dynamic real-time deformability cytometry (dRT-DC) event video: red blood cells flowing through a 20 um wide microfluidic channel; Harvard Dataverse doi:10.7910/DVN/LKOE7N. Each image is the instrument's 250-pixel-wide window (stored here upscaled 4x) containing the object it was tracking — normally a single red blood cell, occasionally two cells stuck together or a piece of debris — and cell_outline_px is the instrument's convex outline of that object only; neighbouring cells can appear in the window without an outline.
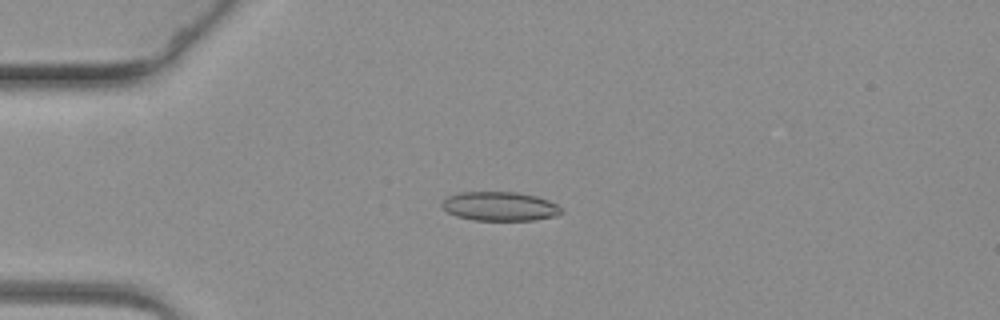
{"species": "common noctule bat (a hibernating species)", "species_latin": "Nyctalus noctula", "temperature_condition": "warm", "stored_images_in_passage": 62, "camera_frame_rate_fps": 3000, "um_per_image_px": 0.085, "animal": {"sex": "female", "body_mass_g": 19.3, "forearm_length_mm": 54.1}, "frame": {"image": 1, "passage_image": 16, "time_ms": 5.0, "image_size_px": [1000, 320], "cell_outline_px": [[564, 212], [556, 216], [532, 220], [472, 220], [456, 216], [448, 212], [440, 204], [448, 196], [460, 192], [516, 192], [536, 196], [548, 200], [556, 204]], "centroid_in_image_um": [42.48, 17.54], "position_along_channel_um": 42.5, "area_um2": 20.17}}
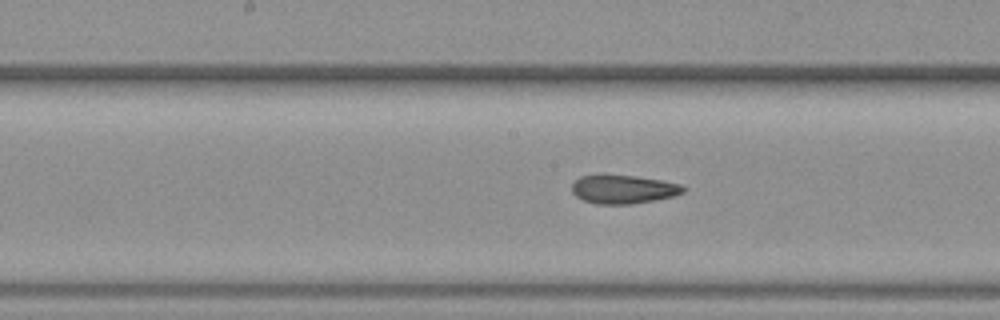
{"frame": {"image": 2, "passage_image": 32, "time_ms": 10.333, "image_size_px": [1000, 320], "cell_outline_px": [[684, 192], [672, 196], [632, 204], [596, 204], [584, 200], [576, 196], [572, 192], [572, 184], [580, 176], [600, 172], [636, 176], [660, 180], [680, 184], [684, 188]], "centroid_in_image_um": [52.9, 16.05], "position_along_channel_um": 195.3, "area_um2": 18.9}}
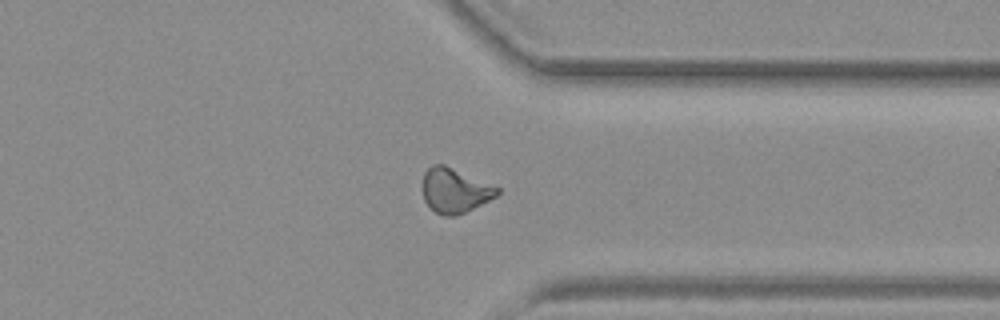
{"frame": {"image": 3, "passage_image": 48, "time_ms": 15.667, "image_size_px": [1000, 320], "cell_outline_px": [[500, 192], [496, 196], [456, 216], [444, 216], [436, 212], [424, 200], [424, 172], [432, 164], [444, 164], [500, 188]], "centroid_in_image_um": [38.66, 16.18], "position_along_channel_um": 372.7, "area_um2": 18.96}}